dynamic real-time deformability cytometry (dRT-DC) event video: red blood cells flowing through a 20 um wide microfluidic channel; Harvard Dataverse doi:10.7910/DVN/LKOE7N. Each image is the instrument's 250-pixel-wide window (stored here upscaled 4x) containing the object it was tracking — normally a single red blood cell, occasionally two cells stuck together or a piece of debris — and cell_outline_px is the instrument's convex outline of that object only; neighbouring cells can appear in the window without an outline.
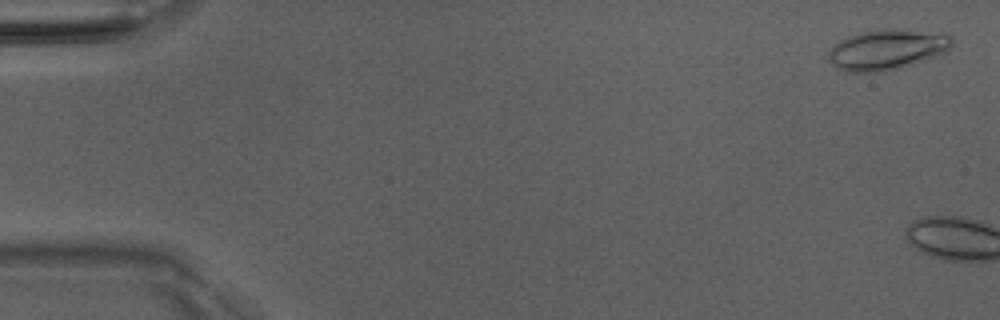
{"species": "Egyptian fruit bat (a non-hibernating species)", "species_latin": "Rousettus aegyptiacus", "temperature_condition": "room temperature", "stored_images_in_passage": 5, "camera_frame_rate_fps": 3000, "um_per_image_px": 0.085, "animal": {"sex": "male"}, "frame": {"image": 1, "passage_image": 2, "time_ms": 0.333, "image_size_px": [1000, 320], "cell_outline_px": [[952, 44], [944, 52], [912, 64], [900, 68], [884, 72], [848, 72], [836, 68], [832, 64], [828, 56], [832, 48], [840, 40], [864, 32], [884, 28], [908, 28], [952, 36]], "centroid_in_image_um": [75.39, 4.21], "position_along_channel_um": 9.6, "area_um2": 28.78}}